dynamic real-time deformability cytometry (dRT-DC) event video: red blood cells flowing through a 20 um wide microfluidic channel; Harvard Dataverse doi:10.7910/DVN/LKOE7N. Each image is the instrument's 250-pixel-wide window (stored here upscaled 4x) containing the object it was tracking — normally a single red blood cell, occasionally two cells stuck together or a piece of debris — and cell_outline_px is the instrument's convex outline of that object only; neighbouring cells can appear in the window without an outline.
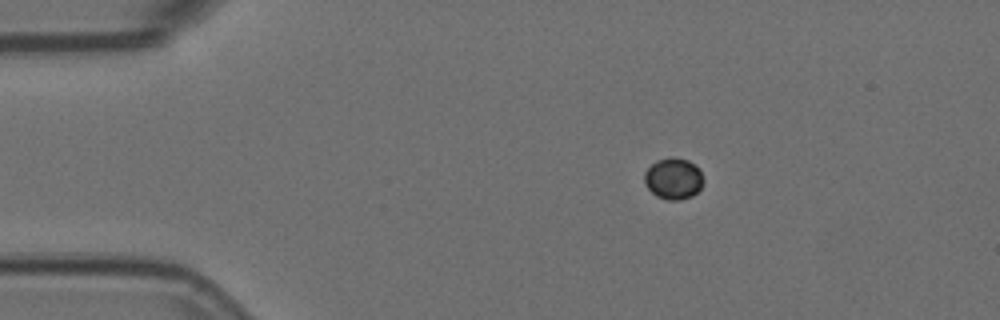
{"species": "Egyptian fruit bat (a non-hibernating species)", "species_latin": "Rousettus aegyptiacus", "temperature_condition": "room temperature", "stored_images_in_passage": 17, "camera_frame_rate_fps": 3000, "um_per_image_px": 0.085, "animal": {"sex": "female"}, "frame": {"image": 1, "passage_image": 1, "time_ms": 0.0, "image_size_px": [1000, 320], "cell_outline_px": [[704, 184], [692, 196], [680, 200], [668, 200], [656, 196], [644, 184], [644, 172], [656, 160], [668, 156], [672, 156], [688, 160], [700, 168], [704, 180]], "centroid_in_image_um": [57.25, 15.16], "position_along_channel_um": 27.8, "area_um2": 14.51}}
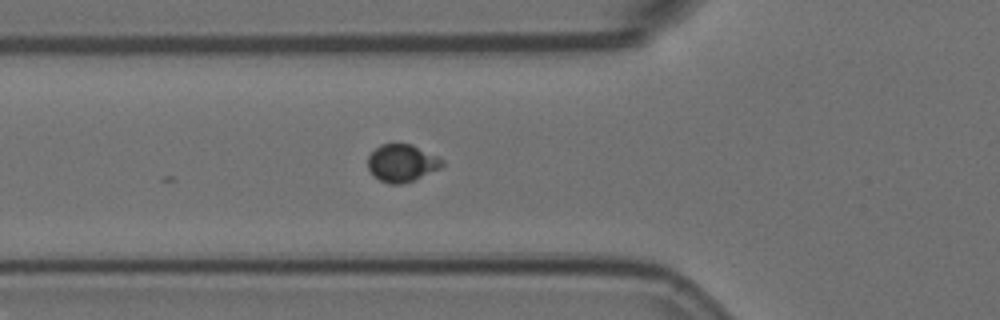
{"frame": {"image": 2, "passage_image": 11, "time_ms": 3.333, "image_size_px": [1000, 320], "cell_outline_px": [[444, 164], [440, 168], [416, 180], [400, 184], [388, 184], [380, 180], [368, 168], [368, 156], [380, 144], [412, 144], [440, 156], [444, 160]], "centroid_in_image_um": [34.21, 13.85], "position_along_channel_um": 91.6, "area_um2": 16.36}}
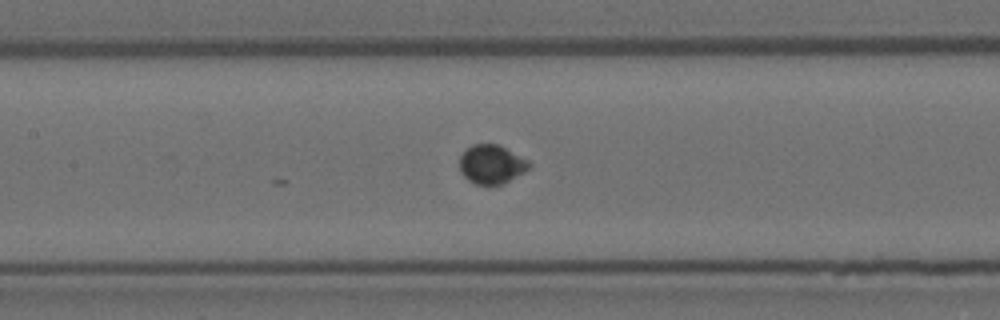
{"frame": {"image": 3, "passage_image": 17, "time_ms": 5.333, "image_size_px": [1000, 320], "cell_outline_px": [[532, 168], [504, 184], [488, 188], [476, 184], [468, 180], [460, 172], [460, 156], [472, 144], [496, 144], [528, 160], [532, 164]], "centroid_in_image_um": [41.8, 14.03], "position_along_channel_um": 165.6, "area_um2": 16.13}}